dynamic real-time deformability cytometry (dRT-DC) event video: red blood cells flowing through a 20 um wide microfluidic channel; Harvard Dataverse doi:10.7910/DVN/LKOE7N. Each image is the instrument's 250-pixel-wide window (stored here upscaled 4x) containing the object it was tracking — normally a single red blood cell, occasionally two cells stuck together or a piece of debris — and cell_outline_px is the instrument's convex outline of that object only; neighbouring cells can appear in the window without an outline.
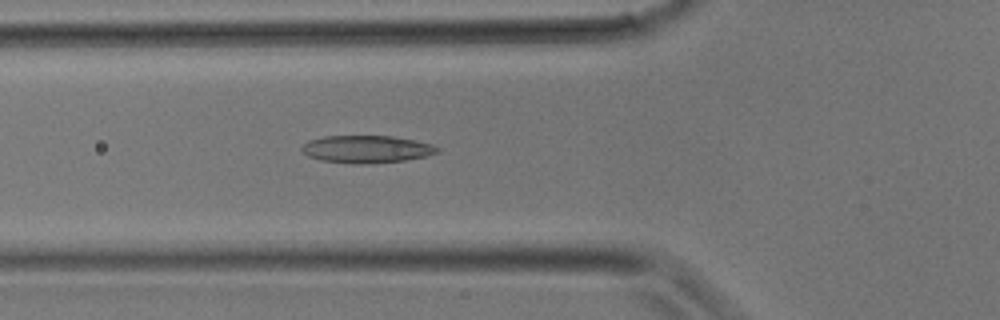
{"species": "common noctule bat (a hibernating species)", "species_latin": "Nyctalus noctula", "temperature_condition": "room temperature", "stored_images_in_passage": 26, "camera_frame_rate_fps": 3000, "um_per_image_px": 0.085, "animal": {"sex": "male", "body_mass_g": 17.9}, "frame": {"image": 1, "passage_image": 8, "time_ms": 2.333, "image_size_px": [1000, 320], "cell_outline_px": [[440, 152], [424, 156], [404, 160], [364, 164], [352, 164], [320, 160], [308, 156], [300, 148], [308, 140], [324, 136], [392, 136], [432, 144], [440, 148]], "centroid_in_image_um": [31.13, 12.68], "position_along_channel_um": 94.7, "area_um2": 21.62}}
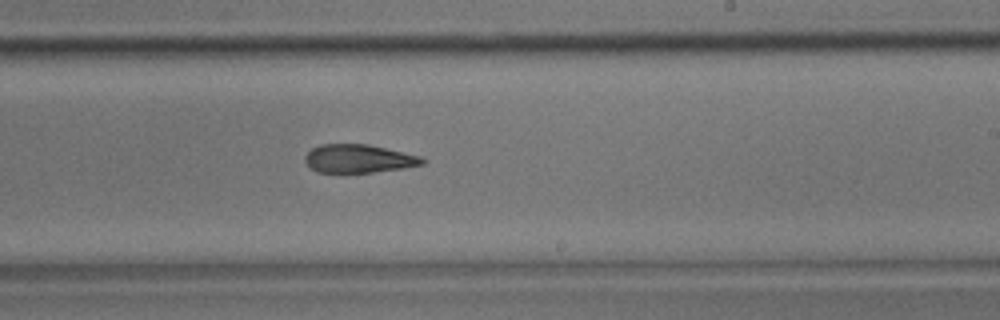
{"frame": {"image": 2, "passage_image": 16, "time_ms": 5.0, "image_size_px": [1000, 320], "cell_outline_px": [[428, 160], [424, 164], [404, 168], [372, 172], [316, 172], [304, 160], [304, 156], [312, 148], [320, 144], [368, 144], [420, 156]], "centroid_in_image_um": [30.5, 13.48], "position_along_channel_um": 258.5, "area_um2": 19.31}}
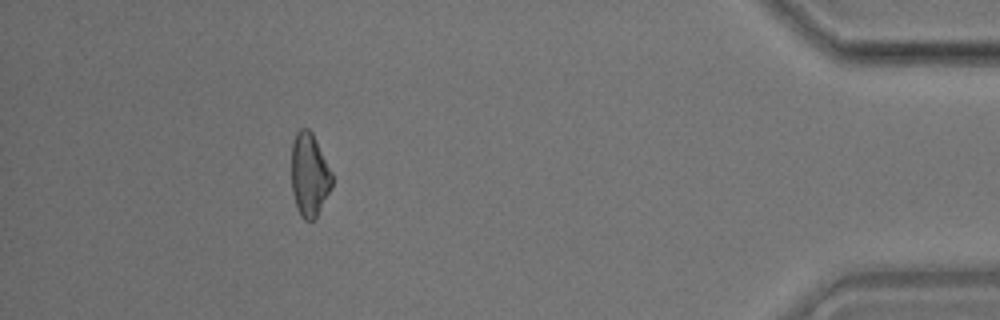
{"frame": {"image": 3, "passage_image": 26, "time_ms": 8.333, "image_size_px": [1000, 320], "cell_outline_px": [[332, 184], [316, 216], [312, 220], [304, 220], [300, 216], [296, 208], [292, 192], [292, 144], [296, 132], [300, 128], [308, 128], [312, 132], [332, 172]], "centroid_in_image_um": [26.27, 14.84], "position_along_channel_um": 408.9, "area_um2": 19.48}}